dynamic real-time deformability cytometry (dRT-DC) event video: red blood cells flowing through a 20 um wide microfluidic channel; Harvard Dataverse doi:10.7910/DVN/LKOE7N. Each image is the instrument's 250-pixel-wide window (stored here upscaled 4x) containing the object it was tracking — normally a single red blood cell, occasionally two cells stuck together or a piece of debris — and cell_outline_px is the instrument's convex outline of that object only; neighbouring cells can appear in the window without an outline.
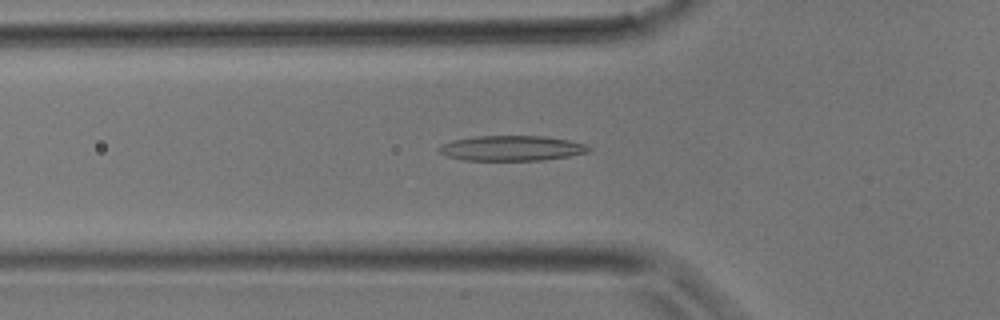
{"species": "common noctule bat (a hibernating species)", "species_latin": "Nyctalus noctula", "temperature_condition": "room temperature", "stored_images_in_passage": 38, "camera_frame_rate_fps": 3000, "um_per_image_px": 0.085, "animal": {"sex": "male", "body_mass_g": 17.9}, "frame": {"image": 1, "passage_image": 13, "time_ms": 4.0, "image_size_px": [1000, 320], "cell_outline_px": [[592, 148], [588, 152], [568, 156], [540, 160], [464, 160], [448, 156], [440, 152], [436, 148], [440, 144], [452, 140], [472, 136], [544, 136], [568, 140], [584, 144]], "centroid_in_image_um": [43.44, 12.59], "position_along_channel_um": 82.4, "area_um2": 21.91}}
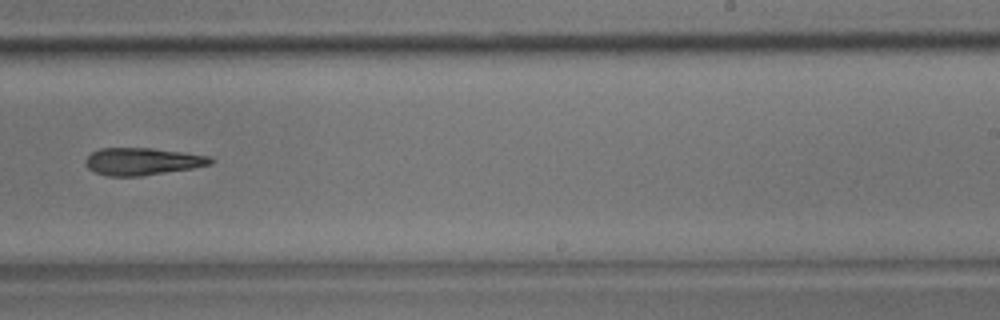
{"frame": {"image": 2, "passage_image": 24, "time_ms": 7.667, "image_size_px": [1000, 320], "cell_outline_px": [[216, 160], [212, 164], [192, 168], [140, 176], [108, 176], [96, 172], [88, 168], [84, 164], [84, 160], [92, 152], [100, 148], [152, 148], [184, 152], [212, 156]], "centroid_in_image_um": [12.13, 13.71], "position_along_channel_um": 276.9, "area_um2": 20.0}}
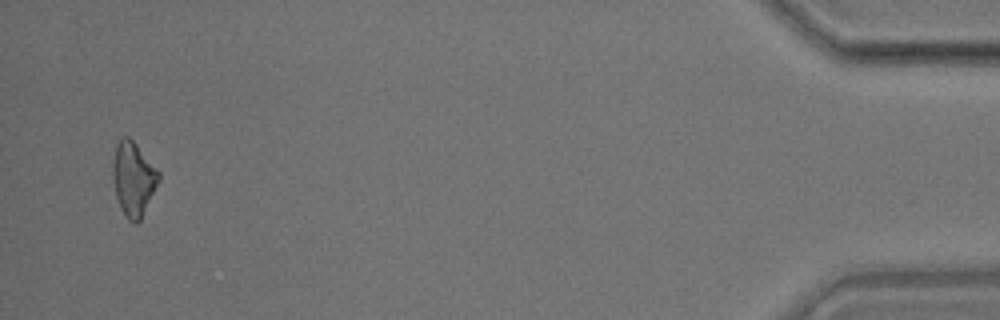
{"frame": {"image": 3, "passage_image": 37, "time_ms": 12.0, "image_size_px": [1000, 320], "cell_outline_px": [[160, 180], [140, 220], [136, 224], [132, 224], [124, 216], [120, 208], [116, 196], [112, 176], [112, 160], [116, 144], [120, 136], [128, 136], [136, 144], [160, 172]], "centroid_in_image_um": [11.32, 15.2], "position_along_channel_um": 423.9, "area_um2": 20.06}}